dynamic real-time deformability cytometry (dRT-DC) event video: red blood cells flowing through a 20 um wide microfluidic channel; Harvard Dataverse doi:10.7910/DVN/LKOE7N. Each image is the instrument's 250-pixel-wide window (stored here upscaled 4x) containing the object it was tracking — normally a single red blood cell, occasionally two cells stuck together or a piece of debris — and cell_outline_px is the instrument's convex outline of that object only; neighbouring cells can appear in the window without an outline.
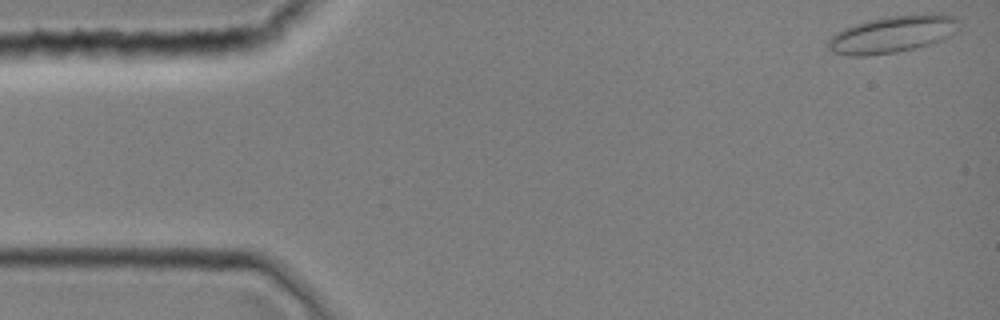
{"species": "common noctule bat (a hibernating species)", "species_latin": "Nyctalus noctula", "temperature_condition": "room temperature", "stored_images_in_passage": 11, "camera_frame_rate_fps": 3000, "um_per_image_px": 0.085, "animal": {"sex": "female", "body_mass_g": 19.0, "forearm_length_mm": 51.5}, "frame": {"image": 1, "passage_image": 1, "time_ms": 0.0, "image_size_px": [1000, 320], "cell_outline_px": [[960, 20], [956, 28], [948, 36], [940, 40], [916, 48], [896, 52], [864, 56], [848, 56], [832, 52], [828, 48], [828, 40], [836, 32], [844, 28], [868, 20], [888, 16], [932, 12], [940, 12], [952, 16]], "centroid_in_image_um": [75.85, 2.89], "position_along_channel_um": 9.1, "area_um2": 28.26}}
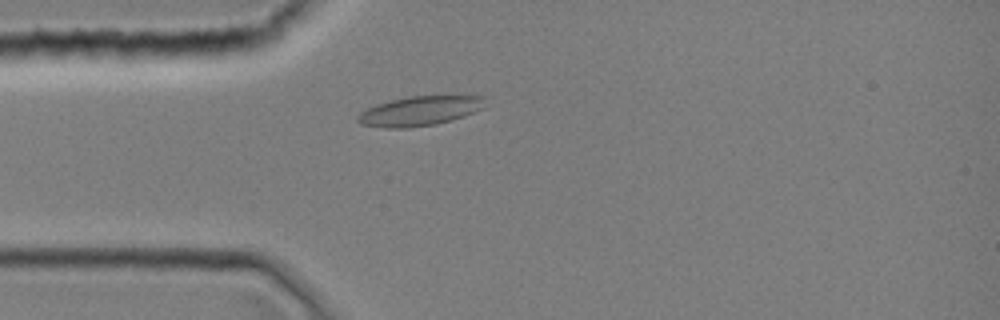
{"frame": {"image": 2, "passage_image": 10, "time_ms": 3.0, "image_size_px": [1000, 320], "cell_outline_px": [[484, 108], [464, 116], [452, 120], [436, 124], [408, 128], [384, 128], [360, 124], [356, 120], [356, 116], [360, 112], [376, 104], [408, 96], [484, 96]], "centroid_in_image_um": [35.64, 9.44], "position_along_channel_um": 49.4, "area_um2": 21.96}}